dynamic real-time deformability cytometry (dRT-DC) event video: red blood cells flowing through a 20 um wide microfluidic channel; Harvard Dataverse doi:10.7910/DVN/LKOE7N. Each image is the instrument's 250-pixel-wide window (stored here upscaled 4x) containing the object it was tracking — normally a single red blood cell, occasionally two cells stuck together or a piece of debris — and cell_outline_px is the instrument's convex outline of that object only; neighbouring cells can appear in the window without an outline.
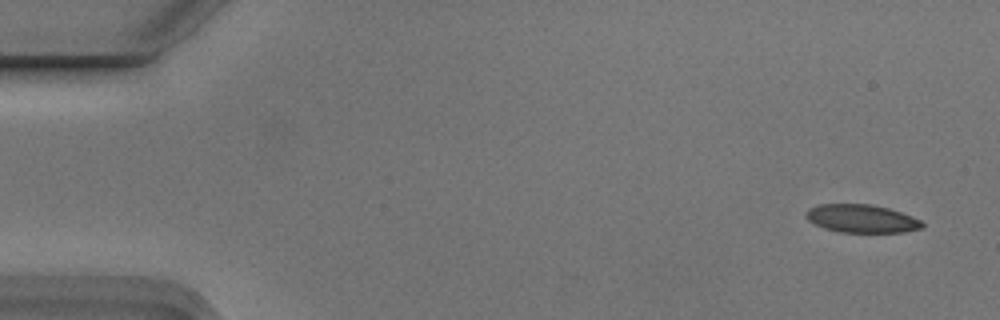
{"species": "Egyptian fruit bat (a non-hibernating species)", "species_latin": "Rousettus aegyptiacus", "temperature_condition": "cold", "stored_images_in_passage": 5, "camera_frame_rate_fps": 3000, "um_per_image_px": 0.085, "animal": {"sex": "male"}, "frame": {"image": 1, "passage_image": 1, "time_ms": 0.0, "image_size_px": [1000, 320], "cell_outline_px": [[924, 228], [904, 232], [840, 232], [824, 228], [808, 220], [804, 216], [804, 212], [808, 208], [820, 204], [872, 204], [888, 208], [912, 216], [920, 220], [924, 224]], "centroid_in_image_um": [73.22, 18.58], "position_along_channel_um": 11.8, "area_um2": 19.13}}
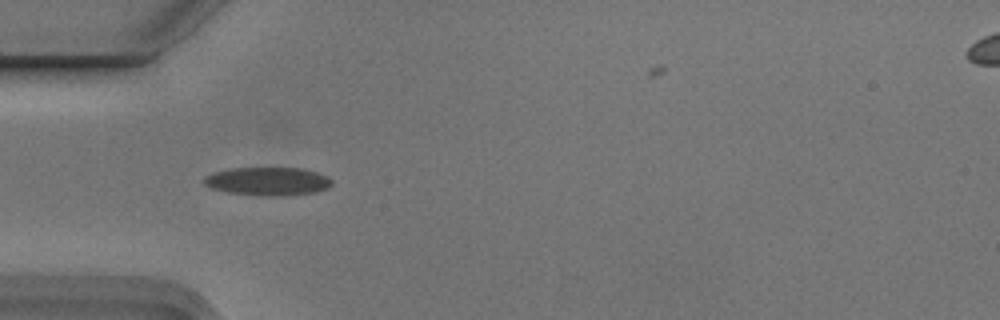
{"frame": {"image": 2, "passage_image": 5, "time_ms": 1.333, "image_size_px": [1000, 320], "cell_outline_px": [[332, 184], [328, 188], [316, 192], [284, 196], [264, 196], [228, 192], [212, 188], [204, 184], [200, 180], [204, 176], [216, 172], [232, 168], [300, 168], [316, 172], [328, 176], [332, 180]], "centroid_in_image_um": [22.77, 15.41], "position_along_channel_um": 62.2, "area_um2": 21.15}}